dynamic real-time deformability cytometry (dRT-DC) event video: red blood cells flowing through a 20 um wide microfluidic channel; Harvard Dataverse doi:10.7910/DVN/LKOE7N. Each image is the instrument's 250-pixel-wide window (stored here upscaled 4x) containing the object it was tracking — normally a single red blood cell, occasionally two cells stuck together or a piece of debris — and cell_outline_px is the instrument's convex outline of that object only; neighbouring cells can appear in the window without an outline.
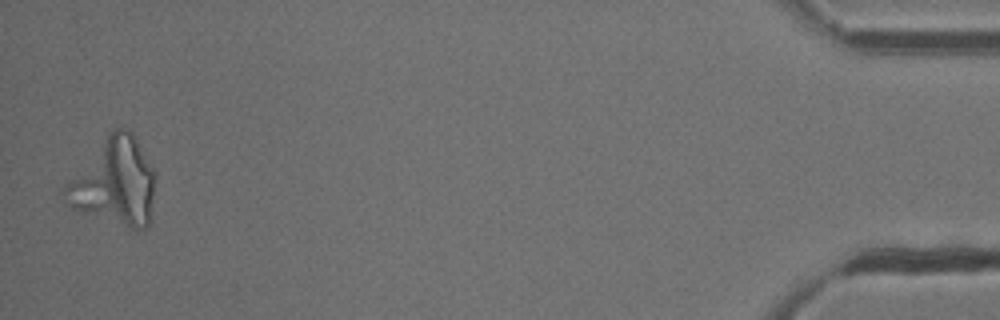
{"species": "common noctule bat (a hibernating species)", "species_latin": "Nyctalus noctula", "temperature_condition": "cold", "stored_images_in_passage": 53, "camera_frame_rate_fps": 3000, "um_per_image_px": 0.085, "animal": {"sex": "male", "body_mass_g": 13.3}, "frame": {"image": 1, "passage_image": 53, "time_ms": 17.333, "image_size_px": [1000, 320], "cell_outline_px": [[156, 176], [152, 220], [148, 228], [136, 232], [80, 212], [64, 204], [60, 188], [112, 128], [124, 128], [132, 132], [136, 136]], "centroid_in_image_um": [9.72, 15.55], "position_along_channel_um": 425.5, "area_um2": 47.28}}